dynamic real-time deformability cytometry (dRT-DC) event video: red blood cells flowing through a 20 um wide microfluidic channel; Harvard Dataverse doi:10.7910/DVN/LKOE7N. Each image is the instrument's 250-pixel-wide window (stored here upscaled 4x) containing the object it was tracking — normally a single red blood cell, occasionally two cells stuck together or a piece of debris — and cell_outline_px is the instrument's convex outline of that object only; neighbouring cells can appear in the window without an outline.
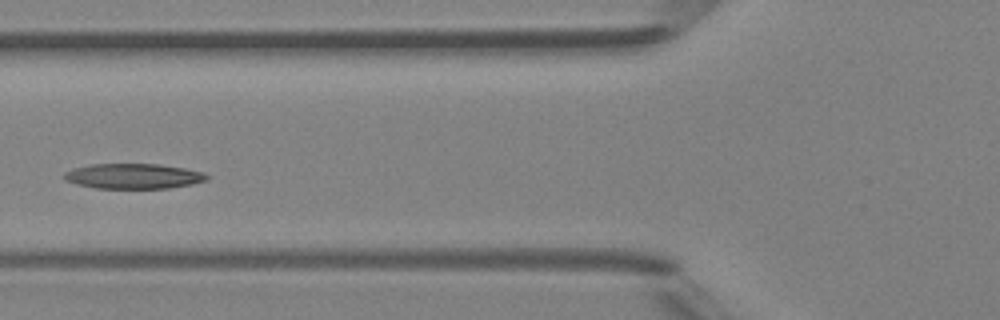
{"species": "Egyptian fruit bat (a non-hibernating species)", "species_latin": "Rousettus aegyptiacus", "temperature_condition": "room temperature", "stored_images_in_passage": 5, "camera_frame_rate_fps": 3000, "um_per_image_px": 0.085, "animal": {"sex": "female"}, "frame": {"image": 1, "passage_image": 5, "time_ms": 4.333, "image_size_px": [1000, 320], "cell_outline_px": [[208, 180], [192, 184], [168, 188], [96, 188], [76, 184], [64, 180], [64, 172], [72, 168], [92, 164], [160, 164], [184, 168], [204, 172], [208, 176]], "centroid_in_image_um": [11.33, 14.97], "position_along_channel_um": 114.5, "area_um2": 20.98}}